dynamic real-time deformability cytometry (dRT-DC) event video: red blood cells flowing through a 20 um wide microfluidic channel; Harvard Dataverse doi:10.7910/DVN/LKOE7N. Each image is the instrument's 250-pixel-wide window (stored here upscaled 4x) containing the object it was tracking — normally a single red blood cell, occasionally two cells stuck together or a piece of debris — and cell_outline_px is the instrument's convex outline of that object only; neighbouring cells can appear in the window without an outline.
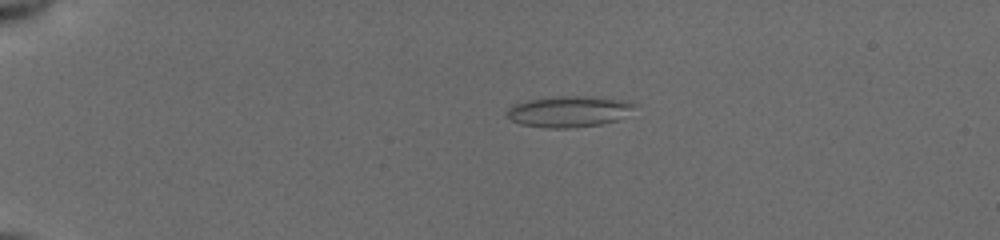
{"species": "common noctule bat (a hibernating species)", "species_latin": "Nyctalus noctula", "temperature_condition": "cold", "stored_images_in_passage": 42, "camera_frame_rate_fps": 3000, "um_per_image_px": 0.085, "animal": {"sex": "female", "body_mass_g": 19.5, "forearm_length_mm": 54.1}, "frame": {"image": 1, "passage_image": 1, "time_ms": 0.0, "image_size_px": [1000, 240], "cell_outline_px": [[640, 104], [616, 120], [600, 124], [568, 128], [548, 128], [520, 124], [512, 120], [504, 112], [512, 104], [528, 100], [552, 96], [592, 96], [624, 100]], "centroid_in_image_um": [48.32, 9.46], "position_along_channel_um": 36.7, "area_um2": 23.18}}
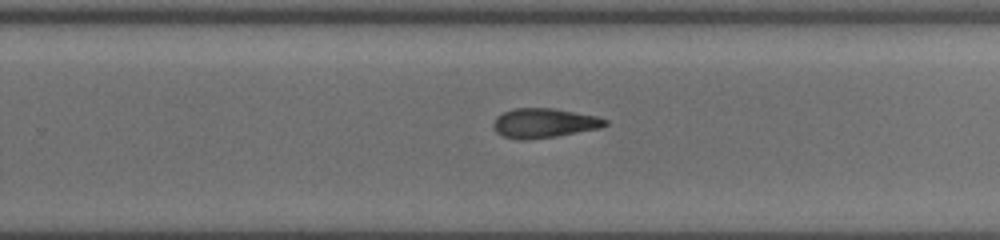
{"frame": {"image": 2, "passage_image": 25, "time_ms": 8.0, "image_size_px": [1000, 240], "cell_outline_px": [[608, 124], [600, 128], [556, 136], [524, 140], [520, 140], [504, 136], [496, 132], [492, 124], [496, 116], [512, 108], [552, 108], [596, 116], [608, 120]], "centroid_in_image_um": [46.22, 10.46], "position_along_channel_um": 283.6, "area_um2": 19.13}}
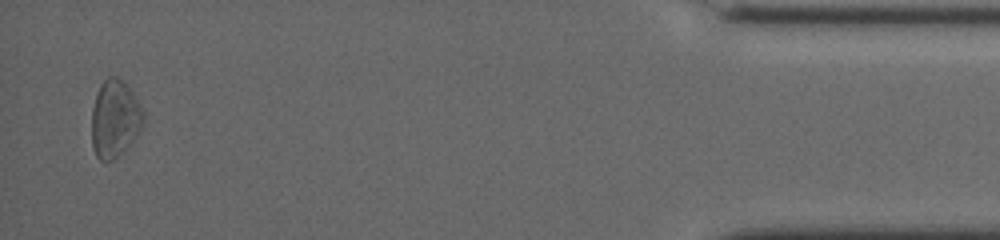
{"frame": {"image": 3, "passage_image": 41, "time_ms": 13.333, "image_size_px": [1000, 240], "cell_outline_px": [[144, 120], [136, 136], [128, 148], [124, 152], [112, 160], [100, 160], [96, 156], [92, 148], [92, 108], [96, 92], [100, 84], [108, 76], [116, 76], [124, 80], [144, 112]], "centroid_in_image_um": [9.74, 10.09], "position_along_channel_um": 425.5, "area_um2": 23.47}, "authors_computed_cell_mechanics": {"area_um2": 19.8832, "velocity_mm_per_s": 3.9316, "shape_relaxation_time_tau1_ms": 6.5715, "shape_relaxation_time_tau2_ms": 4.2945, "deformation_change_tau1": 0.1593, "deformation_change_tau2": 0.128}}